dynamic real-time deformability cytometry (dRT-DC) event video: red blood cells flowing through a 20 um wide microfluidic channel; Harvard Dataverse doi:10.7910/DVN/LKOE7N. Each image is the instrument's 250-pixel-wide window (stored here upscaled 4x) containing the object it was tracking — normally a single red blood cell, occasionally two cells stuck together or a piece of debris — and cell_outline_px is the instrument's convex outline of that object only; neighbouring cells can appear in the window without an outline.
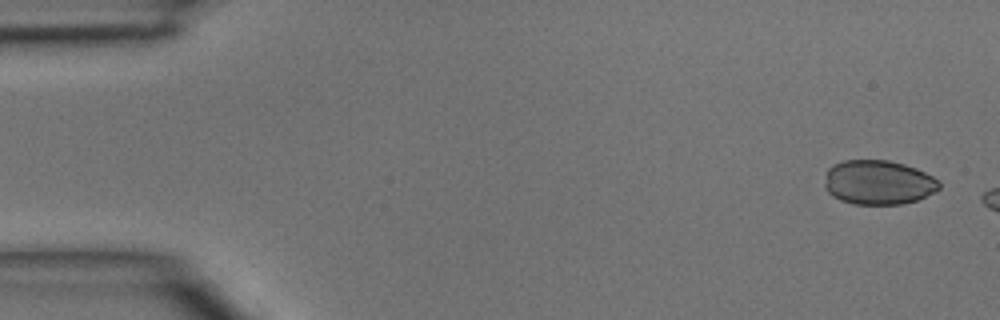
{"species": "common noctule bat (a hibernating species)", "species_latin": "Nyctalus noctula", "temperature_condition": "room temperature", "stored_images_in_passage": 3, "camera_frame_rate_fps": 3000, "um_per_image_px": 0.085, "animal": {"sex": "male", "body_mass_g": 15.6}, "frame": {"image": 1, "passage_image": 1, "time_ms": 0.0, "image_size_px": [1000, 320], "cell_outline_px": [[940, 188], [936, 192], [916, 200], [900, 204], [852, 204], [840, 200], [832, 196], [824, 188], [824, 184], [828, 168], [832, 164], [844, 160], [888, 160], [904, 164], [916, 168], [932, 176], [940, 184]], "centroid_in_image_um": [74.63, 15.5], "position_along_channel_um": 10.4, "area_um2": 29.77}}